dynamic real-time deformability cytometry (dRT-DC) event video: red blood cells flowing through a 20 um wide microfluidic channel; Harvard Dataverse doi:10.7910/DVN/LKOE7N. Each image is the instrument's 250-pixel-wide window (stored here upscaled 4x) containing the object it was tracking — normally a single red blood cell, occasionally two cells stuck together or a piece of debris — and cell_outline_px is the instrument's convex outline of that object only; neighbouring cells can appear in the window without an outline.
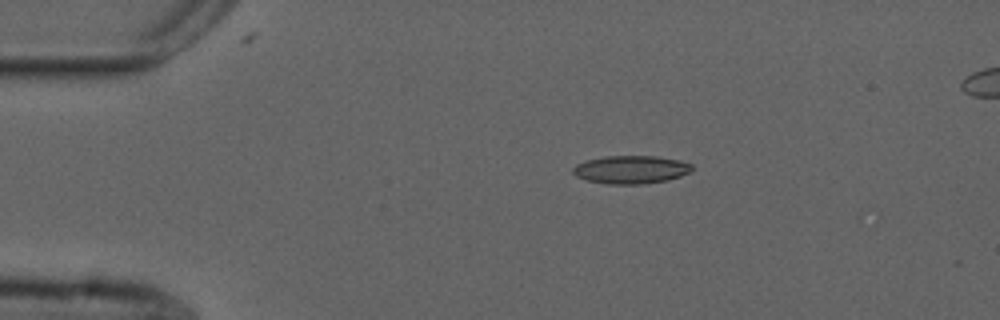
{"species": "common noctule bat (a hibernating species)", "species_latin": "Nyctalus noctula", "temperature_condition": "cold", "stored_images_in_passage": 5, "camera_frame_rate_fps": 3000, "um_per_image_px": 0.085, "animal": {"sex": "male", "forearm_length_mm": 52.5}, "frame": {"image": 1, "passage_image": 1, "time_ms": 0.0, "image_size_px": [1000, 320], "cell_outline_px": [[692, 172], [668, 180], [644, 184], [608, 184], [588, 180], [576, 176], [572, 172], [572, 168], [576, 164], [584, 160], [604, 156], [656, 156], [680, 160], [692, 164]], "centroid_in_image_um": [53.63, 14.41], "position_along_channel_um": 31.4, "area_um2": 19.65}}